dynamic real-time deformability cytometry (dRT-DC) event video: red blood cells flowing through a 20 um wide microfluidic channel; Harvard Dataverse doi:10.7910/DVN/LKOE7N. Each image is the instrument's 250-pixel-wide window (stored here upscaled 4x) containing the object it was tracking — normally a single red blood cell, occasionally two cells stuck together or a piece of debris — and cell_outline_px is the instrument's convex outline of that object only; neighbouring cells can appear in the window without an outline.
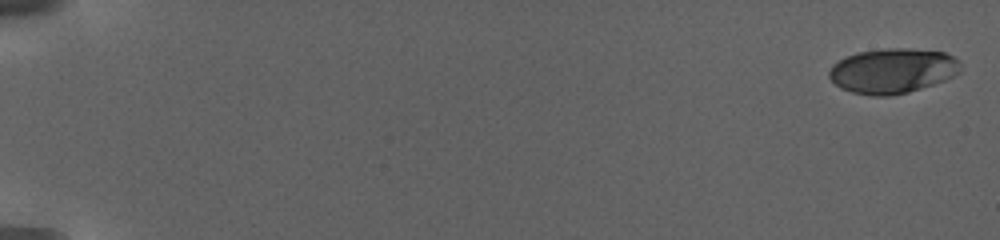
{"species": "human", "species_latin": "Homo sapiens", "temperature_condition": "warm", "stored_images_in_passage": 78, "camera_frame_rate_fps": 3000, "um_per_image_px": 0.085, "donor": {"sex": "female"}, "frame": {"image": 1, "passage_image": 1, "time_ms": 0.0, "image_size_px": [1000, 240], "cell_outline_px": [[960, 72], [944, 80], [908, 92], [888, 96], [872, 96], [852, 92], [840, 88], [828, 76], [828, 72], [832, 64], [856, 52], [888, 48], [908, 48], [944, 52], [952, 56], [960, 64]], "centroid_in_image_um": [75.84, 6.02], "position_along_channel_um": 9.2, "area_um2": 34.22}}
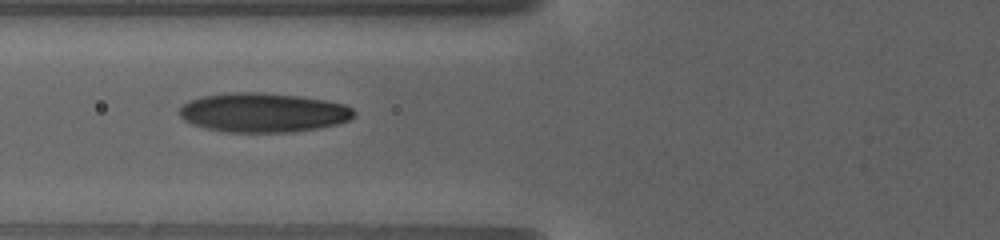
{"frame": {"image": 2, "passage_image": 34, "time_ms": 10.0, "image_size_px": [1000, 240], "cell_outline_px": [[356, 112], [348, 120], [336, 124], [320, 128], [292, 132], [224, 132], [204, 128], [192, 124], [184, 120], [180, 116], [180, 108], [188, 100], [204, 96], [228, 92], [264, 92], [300, 96], [324, 100], [344, 104], [352, 108]], "centroid_in_image_um": [22.35, 9.57], "position_along_channel_um": 103.4, "area_um2": 40.11}}
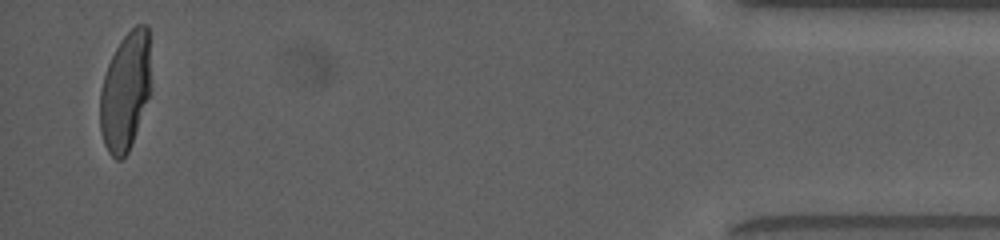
{"frame": {"image": 3, "passage_image": 75, "time_ms": 23.333, "image_size_px": [1000, 240], "cell_outline_px": [[152, 92], [128, 152], [120, 160], [116, 160], [108, 152], [104, 144], [100, 132], [100, 92], [104, 76], [108, 64], [120, 40], [136, 24], [148, 24]], "centroid_in_image_um": [10.68, 7.75], "position_along_channel_um": 424.5, "area_um2": 35.66}, "authors_computed_cell_mechanics": {"area_um2": 35.9516, "velocity_mm_per_s": 2.9308, "shape_relaxation_time_tau1_ms": 6.3728, "shape_relaxation_time_tau2_ms": null, "deformation_change_tau1": 0.2478, "deformation_change_tau2": null}}